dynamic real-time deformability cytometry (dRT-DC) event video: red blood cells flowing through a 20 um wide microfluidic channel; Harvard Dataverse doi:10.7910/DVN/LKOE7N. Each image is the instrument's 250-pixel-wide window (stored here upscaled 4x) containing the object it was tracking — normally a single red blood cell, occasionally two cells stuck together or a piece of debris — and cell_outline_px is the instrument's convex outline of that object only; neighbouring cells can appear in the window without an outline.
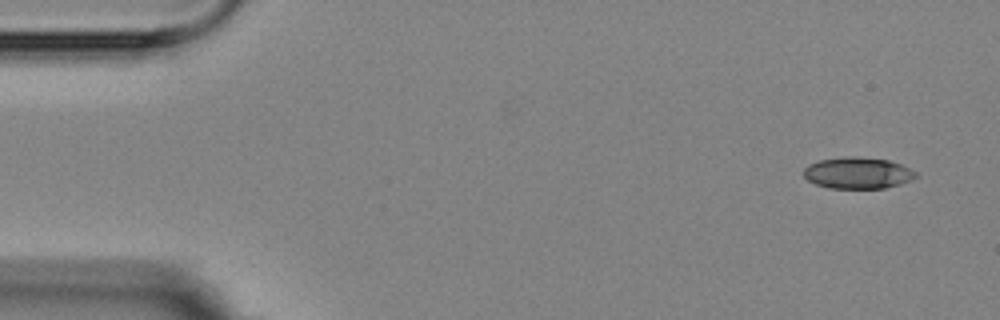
{"species": "Egyptian fruit bat (a non-hibernating species)", "species_latin": "Rousettus aegyptiacus", "temperature_condition": "room temperature", "stored_images_in_passage": 4, "camera_frame_rate_fps": 3000, "um_per_image_px": 0.085, "animal": {"sex": "female"}, "frame": {"image": 1, "passage_image": 1, "time_ms": 0.0, "image_size_px": [1000, 320], "cell_outline_px": [[920, 176], [912, 180], [900, 184], [884, 188], [828, 188], [816, 184], [808, 180], [804, 176], [804, 168], [808, 164], [820, 160], [852, 156], [856, 156], [888, 160], [900, 164], [916, 172]], "centroid_in_image_um": [72.92, 14.71], "position_along_channel_um": 12.1, "area_um2": 20.52}}
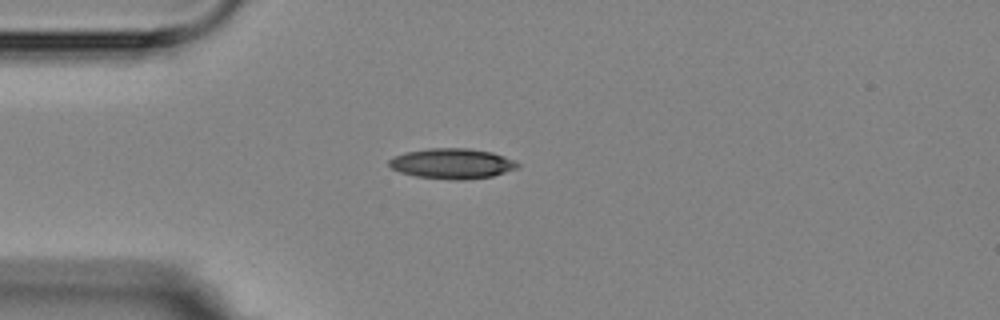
{"frame": {"image": 2, "passage_image": 4, "time_ms": 3.667, "image_size_px": [1000, 320], "cell_outline_px": [[520, 168], [492, 176], [464, 180], [452, 180], [416, 176], [400, 172], [392, 168], [388, 164], [388, 160], [392, 156], [404, 152], [428, 148], [468, 148], [492, 152], [504, 156], [520, 164]], "centroid_in_image_um": [38.42, 13.9], "position_along_channel_um": 46.6, "area_um2": 22.89}}